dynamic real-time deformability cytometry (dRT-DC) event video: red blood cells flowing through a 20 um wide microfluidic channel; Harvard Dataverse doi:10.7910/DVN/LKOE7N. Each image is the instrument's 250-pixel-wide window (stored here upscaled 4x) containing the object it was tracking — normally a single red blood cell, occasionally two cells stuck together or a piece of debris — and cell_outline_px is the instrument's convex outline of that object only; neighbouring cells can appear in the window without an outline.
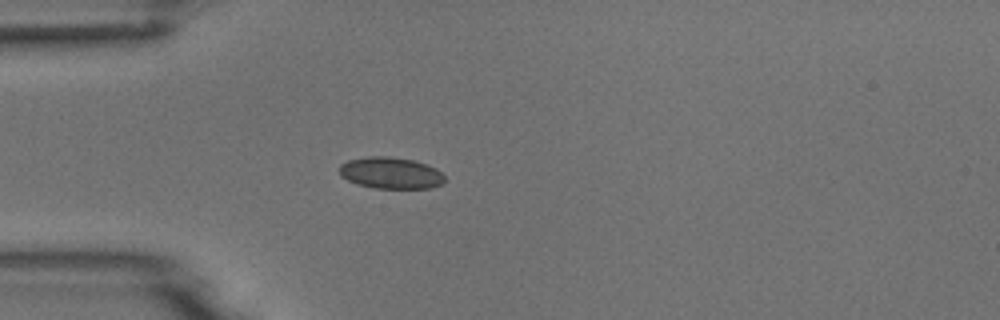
{"species": "common noctule bat (a hibernating species)", "species_latin": "Nyctalus noctula", "temperature_condition": "room temperature", "stored_images_in_passage": 3, "camera_frame_rate_fps": 3000, "um_per_image_px": 0.085, "animal": {"sex": "male", "body_mass_g": 18.8}, "frame": {"image": 1, "passage_image": 3, "time_ms": 2.333, "image_size_px": [1000, 320], "cell_outline_px": [[444, 180], [440, 184], [432, 188], [376, 188], [356, 184], [340, 176], [340, 164], [348, 160], [368, 156], [388, 156], [412, 160], [428, 164], [436, 168], [444, 176]], "centroid_in_image_um": [33.2, 14.7], "position_along_channel_um": 51.8, "area_um2": 19.36}}